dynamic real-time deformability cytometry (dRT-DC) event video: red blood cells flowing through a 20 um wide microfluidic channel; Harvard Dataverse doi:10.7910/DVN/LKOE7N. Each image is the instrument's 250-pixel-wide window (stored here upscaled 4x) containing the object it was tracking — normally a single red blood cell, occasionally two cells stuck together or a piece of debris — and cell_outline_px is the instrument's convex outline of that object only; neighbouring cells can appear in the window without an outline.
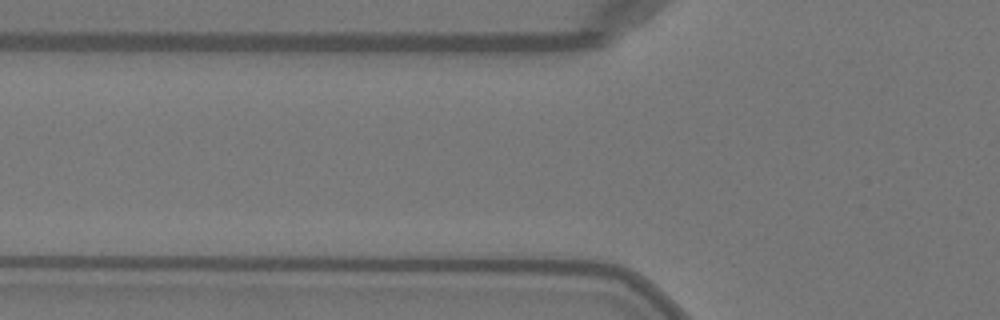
{"species": "Egyptian fruit bat (a non-hibernating species)", "species_latin": "Rousettus aegyptiacus", "temperature_condition": "warm", "stored_images_in_passage": 3, "segment_of_instrument_passage": [2, 2], "camera_frame_rate_fps": 3000, "um_per_image_px": 0.085, "animal": {"sex": "female"}, "frame": {"image": 1, "passage_image": 3, "time_ms": 0.667, "image_size_px": [1000, 320], "cell_outline_px": [[588, 44], [396, 48], [384, 36], [584, 28], [588, 32]], "centroid_in_image_um": [41.91, 3.3], "position_along_channel_um": 83.9, "area_um2": 20.35}}